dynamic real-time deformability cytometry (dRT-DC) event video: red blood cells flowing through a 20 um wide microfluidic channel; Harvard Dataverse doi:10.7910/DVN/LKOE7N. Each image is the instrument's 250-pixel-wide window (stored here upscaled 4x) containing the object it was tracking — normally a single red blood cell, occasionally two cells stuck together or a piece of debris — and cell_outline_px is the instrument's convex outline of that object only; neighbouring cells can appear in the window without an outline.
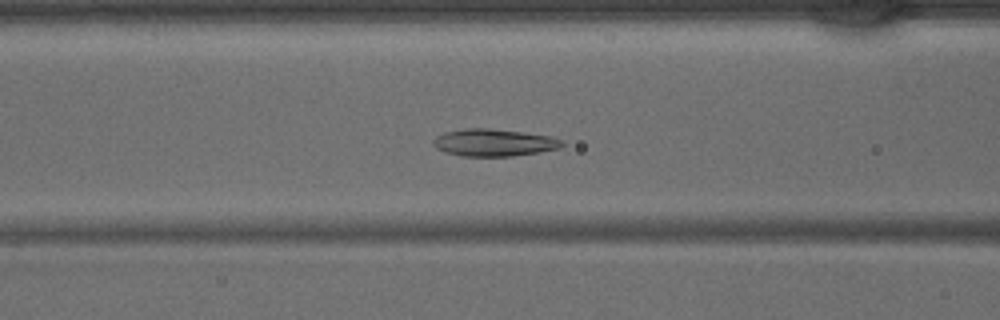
{"species": "common noctule bat (a hibernating species)", "species_latin": "Nyctalus noctula", "temperature_condition": "warm", "stored_images_in_passage": 41, "camera_frame_rate_fps": 3000, "um_per_image_px": 0.085, "animal": {"sex": "male", "body_mass_g": 15.6}, "frame": {"image": 1, "passage_image": 15, "time_ms": 4.667, "image_size_px": [1000, 320], "cell_outline_px": [[564, 144], [560, 148], [540, 152], [512, 156], [464, 156], [444, 152], [436, 148], [432, 144], [432, 140], [436, 136], [444, 132], [464, 128], [488, 128], [524, 132], [552, 136], [564, 140]], "centroid_in_image_um": [41.99, 12.11], "position_along_channel_um": 124.6, "area_um2": 20.69}}
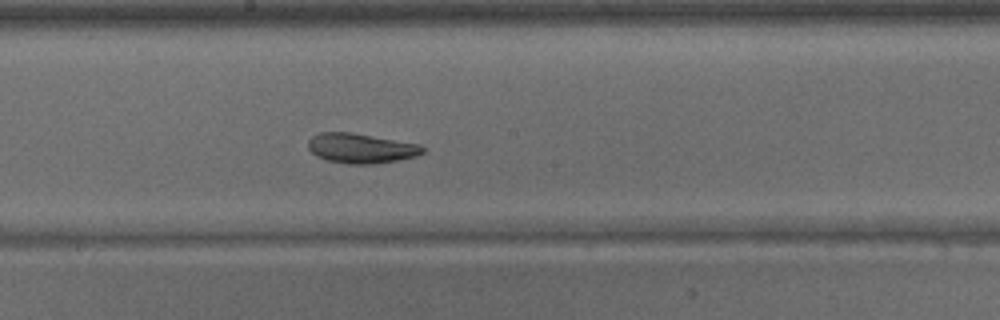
{"frame": {"image": 2, "passage_image": 21, "time_ms": 6.667, "image_size_px": [1000, 320], "cell_outline_px": [[424, 152], [416, 156], [396, 160], [372, 164], [348, 164], [328, 160], [316, 156], [308, 148], [308, 140], [312, 136], [320, 132], [348, 132], [420, 144], [424, 148]], "centroid_in_image_um": [30.66, 12.6], "position_along_channel_um": 217.5, "area_um2": 19.71}}
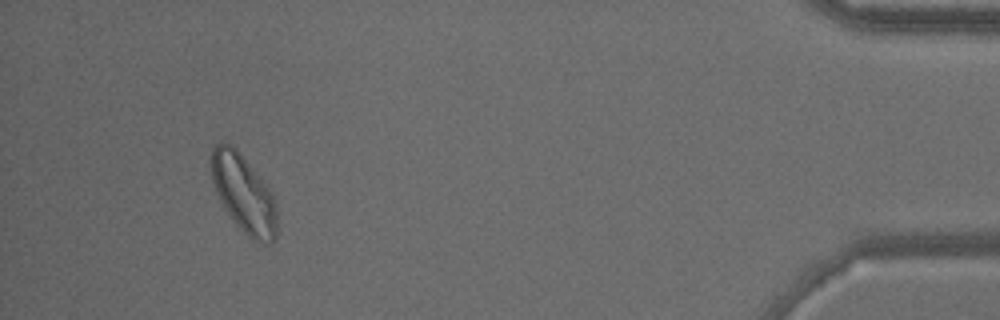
{"frame": {"image": 3, "passage_image": 38, "time_ms": 12.333, "image_size_px": [1000, 320], "cell_outline_px": [[276, 240], [268, 244], [264, 244], [248, 236], [236, 224], [224, 208], [216, 192], [212, 180], [208, 160], [212, 144], [220, 140], [232, 144], [236, 148], [268, 188], [276, 204]], "centroid_in_image_um": [20.64, 16.4], "position_along_channel_um": 414.6, "area_um2": 30.0}}